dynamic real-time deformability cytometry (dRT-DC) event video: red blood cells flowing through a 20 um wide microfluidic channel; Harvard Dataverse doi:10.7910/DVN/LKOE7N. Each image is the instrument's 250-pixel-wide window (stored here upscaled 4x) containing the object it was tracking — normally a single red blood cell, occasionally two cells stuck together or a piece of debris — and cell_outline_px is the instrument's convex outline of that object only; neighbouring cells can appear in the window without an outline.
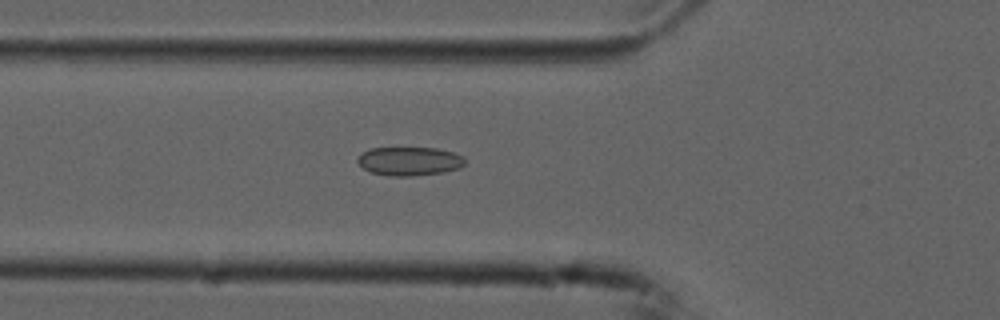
{"species": "common noctule bat (a hibernating species)", "species_latin": "Nyctalus noctula", "temperature_condition": "cold", "stored_images_in_passage": 50, "camera_frame_rate_fps": 3000, "um_per_image_px": 0.085, "animal": {"sex": "male", "forearm_length_mm": 52.5}, "frame": {"image": 1, "passage_image": 15, "time_ms": 4.667, "image_size_px": [1000, 320], "cell_outline_px": [[464, 164], [460, 168], [444, 172], [412, 176], [388, 176], [372, 172], [364, 168], [356, 160], [368, 148], [436, 148], [452, 152], [464, 156]], "centroid_in_image_um": [34.82, 13.7], "position_along_channel_um": 91.0, "area_um2": 17.86}}
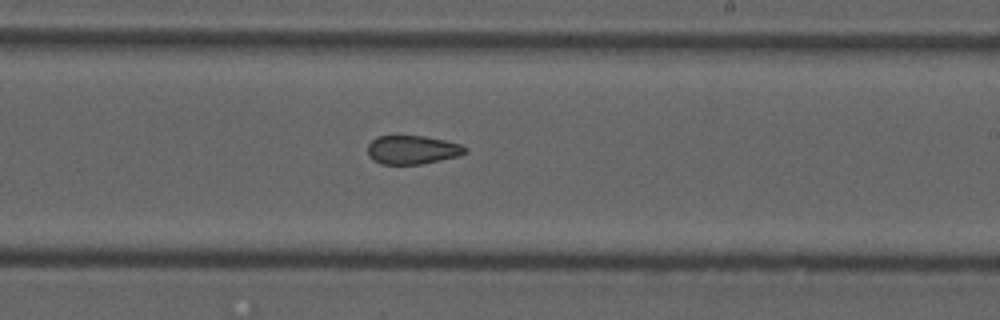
{"frame": {"image": 2, "passage_image": 28, "time_ms": 9.0, "image_size_px": [1000, 320], "cell_outline_px": [[468, 152], [460, 156], [420, 164], [380, 164], [372, 160], [368, 156], [368, 144], [376, 136], [424, 136], [444, 140], [460, 144], [468, 148]], "centroid_in_image_um": [35.05, 12.74], "position_along_channel_um": 253.9, "area_um2": 16.42}}
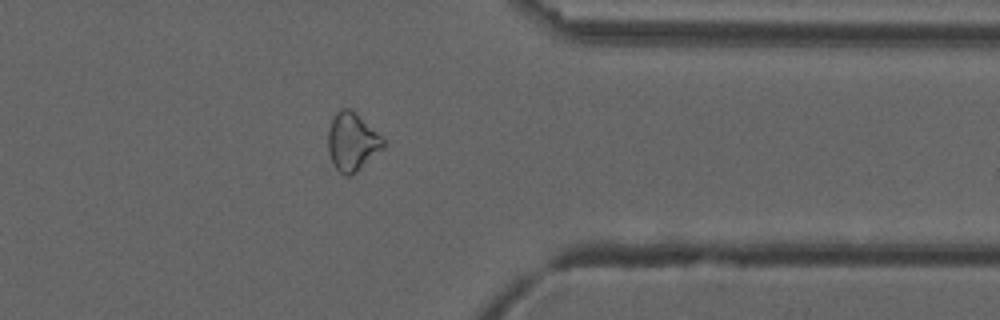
{"frame": {"image": 3, "passage_image": 39, "time_ms": 12.667, "image_size_px": [1000, 320], "cell_outline_px": [[384, 148], [352, 176], [348, 176], [340, 172], [332, 164], [328, 152], [328, 128], [336, 112], [340, 108], [348, 108], [376, 132], [384, 140]], "centroid_in_image_um": [29.9, 12.1], "position_along_channel_um": 381.5, "area_um2": 18.38}, "authors_computed_cell_mechanics": {"area_um2": 18.5249, "velocity_mm_per_s": 3.7519, "shape_relaxation_time_tau1_ms": null, "shape_relaxation_time_tau2_ms": 5.3478, "deformation_change_tau1": null, "deformation_change_tau2": 0.1152}}